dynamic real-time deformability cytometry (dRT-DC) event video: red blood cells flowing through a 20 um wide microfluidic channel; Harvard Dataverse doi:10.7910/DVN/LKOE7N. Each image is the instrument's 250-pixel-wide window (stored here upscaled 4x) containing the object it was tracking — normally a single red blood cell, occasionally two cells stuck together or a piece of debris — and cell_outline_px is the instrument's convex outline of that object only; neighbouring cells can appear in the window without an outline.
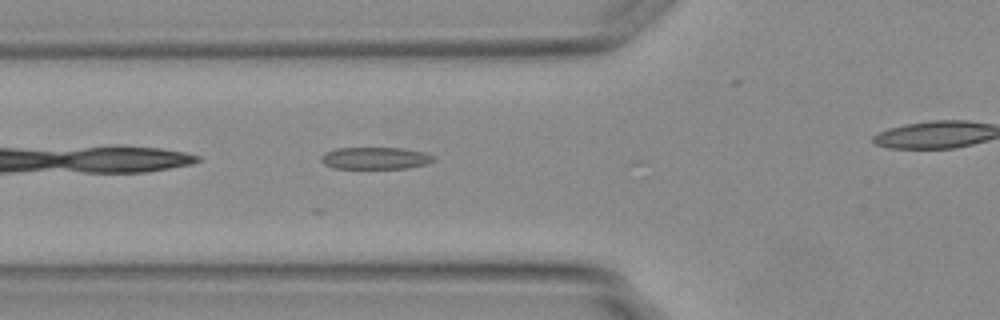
{"species": "Egyptian fruit bat (a non-hibernating species)", "species_latin": "Rousettus aegyptiacus", "temperature_condition": "warm", "stored_images_in_passage": 16, "camera_frame_rate_fps": 3000, "um_per_image_px": 0.085, "animal": {"sex": "female"}, "frame": {"image": 1, "passage_image": 5, "time_ms": 1.333, "image_size_px": [1000, 320], "cell_outline_px": [[436, 160], [428, 164], [404, 168], [336, 168], [324, 164], [320, 160], [320, 156], [324, 152], [336, 148], [404, 148], [424, 152], [436, 156]], "centroid_in_image_um": [31.92, 13.43], "position_along_channel_um": 93.9, "area_um2": 14.57}}
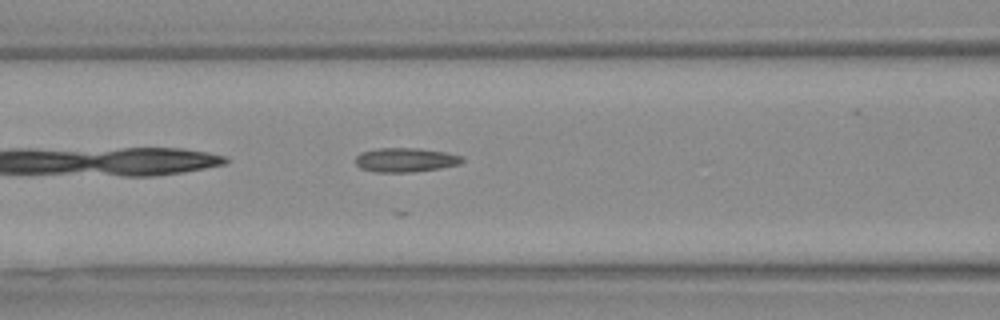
{"frame": {"image": 2, "passage_image": 8, "time_ms": 2.333, "image_size_px": [1000, 320], "cell_outline_px": [[464, 160], [460, 164], [440, 168], [412, 172], [376, 172], [360, 168], [356, 164], [356, 156], [360, 152], [380, 148], [420, 148], [444, 152], [464, 156]], "centroid_in_image_um": [34.48, 13.59], "position_along_channel_um": 132.1, "area_um2": 15.09}}